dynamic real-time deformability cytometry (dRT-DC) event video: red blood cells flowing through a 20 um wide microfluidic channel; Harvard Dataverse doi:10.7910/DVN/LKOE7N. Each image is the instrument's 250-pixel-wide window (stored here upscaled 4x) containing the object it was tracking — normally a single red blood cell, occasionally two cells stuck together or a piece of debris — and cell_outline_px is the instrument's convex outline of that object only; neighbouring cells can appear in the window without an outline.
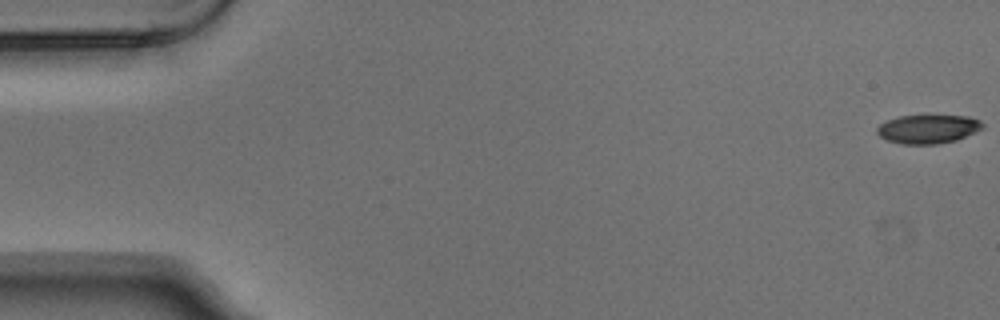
{"species": "Egyptian fruit bat (a non-hibernating species)", "species_latin": "Rousettus aegyptiacus", "temperature_condition": "warm", "stored_images_in_passage": 5, "camera_frame_rate_fps": 3000, "um_per_image_px": 0.085, "animal": {"sex": "male"}, "frame": {"image": 1, "passage_image": 1, "time_ms": 0.0, "image_size_px": [1000, 320], "cell_outline_px": [[984, 128], [956, 140], [936, 144], [904, 144], [888, 140], [880, 136], [876, 132], [876, 128], [880, 124], [888, 120], [900, 116], [968, 116], [980, 120], [984, 124]], "centroid_in_image_um": [78.9, 10.97], "position_along_channel_um": 6.1, "area_um2": 17.51}}
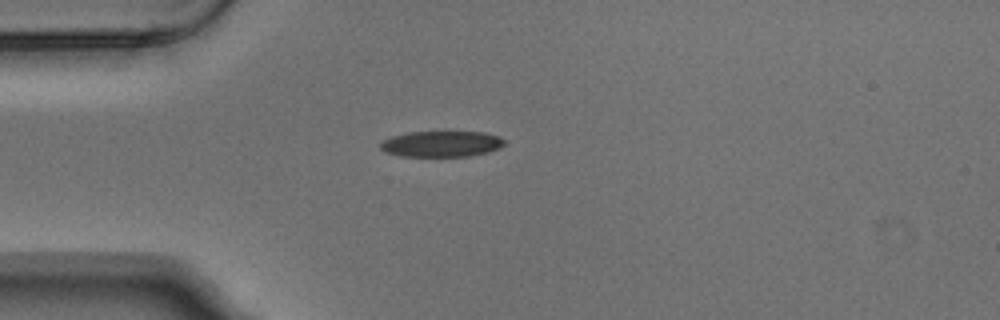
{"frame": {"image": 2, "passage_image": 4, "time_ms": 1.0, "image_size_px": [1000, 320], "cell_outline_px": [[504, 144], [500, 148], [488, 152], [468, 156], [400, 156], [384, 152], [380, 148], [380, 140], [392, 136], [408, 132], [484, 132], [500, 136], [504, 140]], "centroid_in_image_um": [37.5, 12.23], "position_along_channel_um": 47.5, "area_um2": 18.84}}